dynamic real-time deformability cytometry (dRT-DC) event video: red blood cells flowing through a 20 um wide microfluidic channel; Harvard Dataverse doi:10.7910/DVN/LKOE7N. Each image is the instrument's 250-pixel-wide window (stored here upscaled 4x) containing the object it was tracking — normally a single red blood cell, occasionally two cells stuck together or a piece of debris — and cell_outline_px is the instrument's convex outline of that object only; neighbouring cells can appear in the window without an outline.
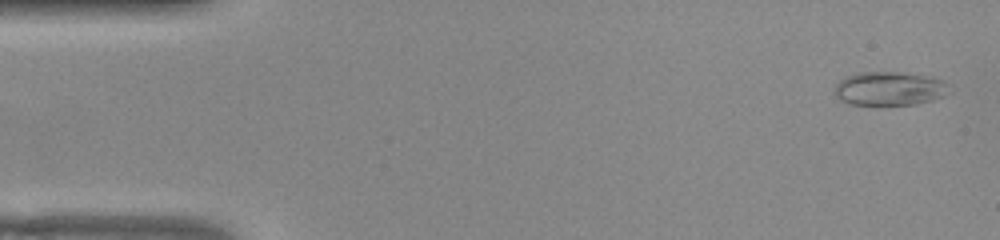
{"species": "common noctule bat (a hibernating species)", "species_latin": "Nyctalus noctula", "temperature_condition": "warm", "stored_images_in_passage": 52, "camera_frame_rate_fps": 3000, "um_per_image_px": 0.085, "animal": {"sex": "female", "body_mass_g": 22.0, "forearm_length_mm": 56.7}, "frame": {"image": 1, "passage_image": 2, "time_ms": 0.333, "image_size_px": [1000, 240], "cell_outline_px": [[952, 92], [944, 96], [932, 100], [916, 104], [880, 108], [848, 104], [840, 100], [836, 96], [836, 84], [844, 76], [860, 72], [904, 72], [932, 76], [944, 80], [952, 84]], "centroid_in_image_um": [75.67, 7.57], "position_along_channel_um": 9.3, "area_um2": 23.99}}
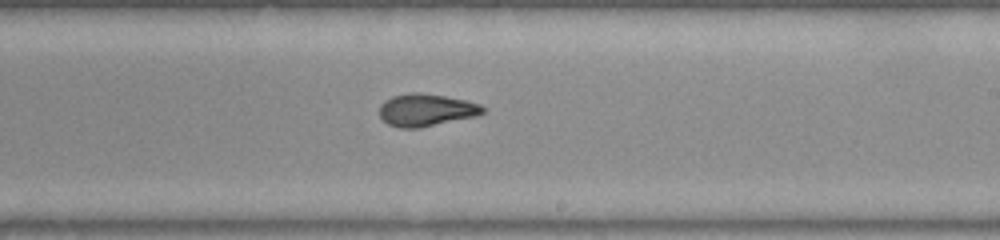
{"frame": {"image": 2, "passage_image": 30, "time_ms": 9.667, "image_size_px": [1000, 240], "cell_outline_px": [[488, 108], [484, 112], [476, 116], [420, 128], [400, 128], [388, 124], [380, 116], [380, 104], [384, 100], [392, 96], [412, 92], [420, 92], [444, 96], [464, 100], [480, 104]], "centroid_in_image_um": [36.23, 9.35], "position_along_channel_um": 252.8, "area_um2": 19.59}}
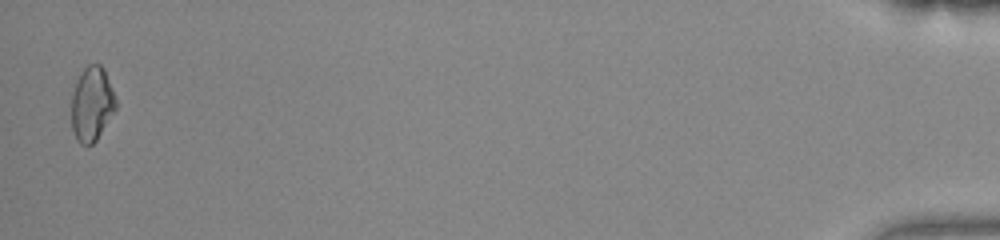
{"frame": {"image": 3, "passage_image": 51, "time_ms": 16.667, "image_size_px": [1000, 240], "cell_outline_px": [[116, 108], [96, 140], [92, 144], [80, 144], [76, 140], [72, 128], [72, 92], [84, 68], [88, 64], [100, 64], [104, 68], [112, 88], [116, 100]], "centroid_in_image_um": [7.81, 8.84], "position_along_channel_um": 427.4, "area_um2": 18.96}, "authors_computed_cell_mechanics": {"area_um2": 19.3052, "velocity_mm_per_s": 3.9139, "shape_relaxation_time_tau1_ms": null, "shape_relaxation_time_tau2_ms": 1.9569, "deformation_change_tau1": null, "deformation_change_tau2": 0.0695}}